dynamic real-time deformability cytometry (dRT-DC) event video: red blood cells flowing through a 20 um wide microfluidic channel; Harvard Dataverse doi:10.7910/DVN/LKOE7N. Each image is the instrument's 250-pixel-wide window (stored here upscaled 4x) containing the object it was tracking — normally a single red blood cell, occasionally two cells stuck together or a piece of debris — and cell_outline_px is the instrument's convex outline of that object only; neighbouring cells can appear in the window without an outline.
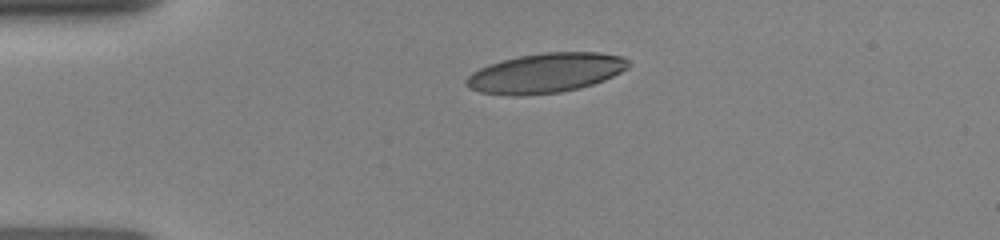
{"species": "human", "species_latin": "Homo sapiens", "temperature_condition": "room temperature", "stored_images_in_passage": 8, "camera_frame_rate_fps": 3000, "um_per_image_px": 0.085, "donor": {"sex": "female"}, "frame": {"image": 1, "passage_image": 1, "time_ms": 0.0, "image_size_px": [1000, 240], "cell_outline_px": [[632, 64], [628, 68], [604, 80], [580, 88], [560, 92], [516, 96], [512, 96], [480, 92], [468, 88], [464, 84], [464, 80], [472, 72], [488, 64], [520, 56], [544, 52], [600, 52], [624, 56]], "centroid_in_image_um": [46.38, 6.2], "position_along_channel_um": 38.6, "area_um2": 37.63}}